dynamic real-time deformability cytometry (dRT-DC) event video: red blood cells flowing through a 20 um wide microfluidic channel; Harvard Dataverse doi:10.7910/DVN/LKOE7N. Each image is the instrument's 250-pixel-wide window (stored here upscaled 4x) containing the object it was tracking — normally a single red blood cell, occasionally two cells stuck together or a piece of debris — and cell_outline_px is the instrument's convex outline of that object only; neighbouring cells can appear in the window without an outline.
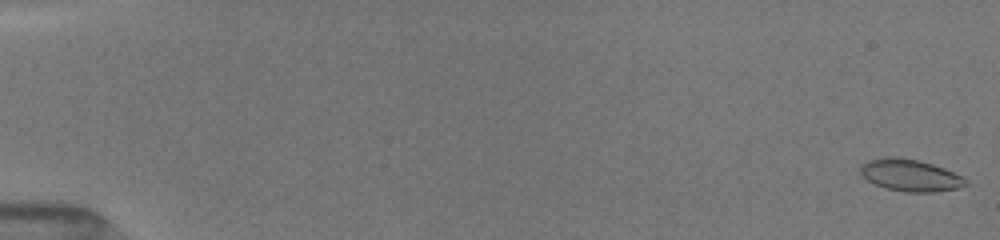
{"species": "common noctule bat (a hibernating species)", "species_latin": "Nyctalus noctula", "temperature_condition": "room temperature", "stored_images_in_passage": 22, "camera_frame_rate_fps": 3000, "um_per_image_px": 0.085, "animal": {"sex": "female", "body_mass_g": 19.5, "forearm_length_mm": 54.1}, "frame": {"image": 1, "passage_image": 1, "time_ms": 0.0, "image_size_px": [1000, 240], "cell_outline_px": [[968, 184], [956, 188], [932, 192], [904, 192], [888, 188], [876, 184], [868, 180], [860, 172], [860, 164], [868, 160], [888, 156], [916, 160], [932, 164], [944, 168], [968, 180]], "centroid_in_image_um": [77.35, 14.89], "position_along_channel_um": 7.6, "area_um2": 19.25}}
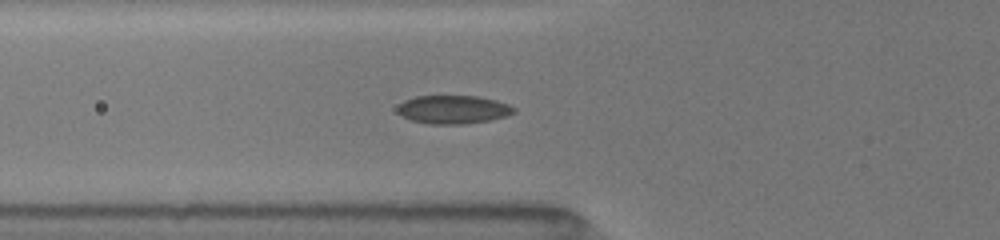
{"frame": {"image": 2, "passage_image": 13, "time_ms": 6.333, "image_size_px": [1000, 240], "cell_outline_px": [[516, 112], [504, 116], [488, 120], [464, 124], [428, 124], [412, 120], [396, 112], [396, 108], [404, 100], [416, 96], [476, 96], [496, 100], [508, 104], [516, 108]], "centroid_in_image_um": [38.51, 9.3], "position_along_channel_um": 87.3, "area_um2": 19.19}}
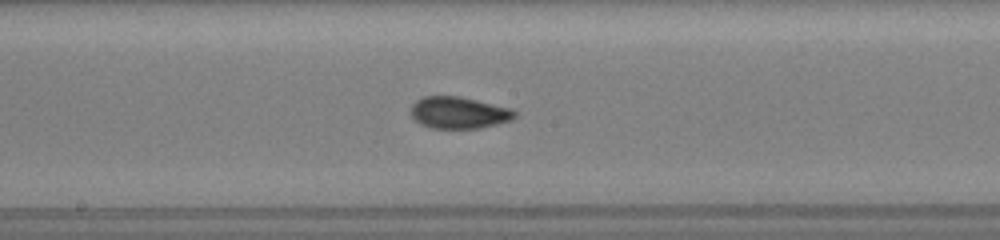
{"frame": {"image": 3, "passage_image": 22, "time_ms": 9.333, "image_size_px": [1000, 240], "cell_outline_px": [[516, 116], [512, 120], [480, 128], [432, 128], [420, 124], [412, 116], [412, 104], [416, 100], [424, 96], [460, 96], [512, 108], [516, 112]], "centroid_in_image_um": [39.02, 9.57], "position_along_channel_um": 209.2, "area_um2": 19.25}}